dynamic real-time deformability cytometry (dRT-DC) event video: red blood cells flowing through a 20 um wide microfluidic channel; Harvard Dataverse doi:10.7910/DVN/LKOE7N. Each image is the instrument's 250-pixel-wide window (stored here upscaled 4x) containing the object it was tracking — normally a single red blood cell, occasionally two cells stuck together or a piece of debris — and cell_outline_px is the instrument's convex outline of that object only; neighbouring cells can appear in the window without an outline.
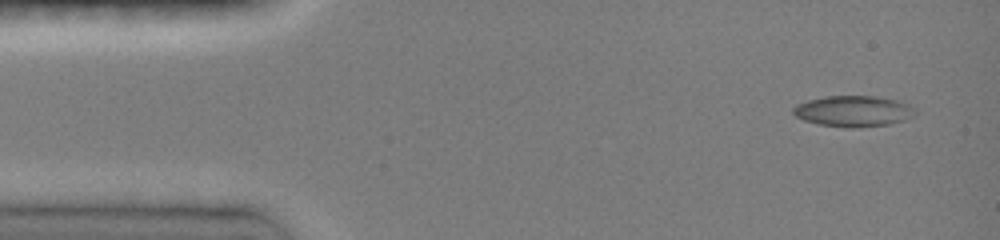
{"species": "common noctule bat (a hibernating species)", "species_latin": "Nyctalus noctula", "temperature_condition": "room temperature", "stored_images_in_passage": 15, "camera_frame_rate_fps": 3000, "um_per_image_px": 0.085, "animal": {"sex": "female", "body_mass_g": 19.0, "forearm_length_mm": 51.5}, "frame": {"image": 1, "passage_image": 1, "time_ms": 0.0, "image_size_px": [1000, 240], "cell_outline_px": [[916, 116], [904, 120], [888, 124], [856, 128], [852, 128], [820, 124], [804, 120], [796, 116], [792, 112], [792, 108], [796, 104], [808, 100], [824, 96], [876, 96], [896, 100], [908, 104], [916, 108]], "centroid_in_image_um": [72.56, 9.44], "position_along_channel_um": 12.4, "area_um2": 22.08}}
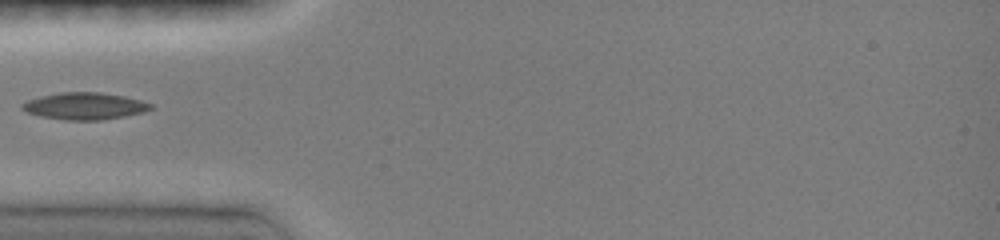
{"frame": {"image": 2, "passage_image": 5, "time_ms": 4.0, "image_size_px": [1000, 240], "cell_outline_px": [[152, 108], [144, 112], [124, 116], [100, 120], [64, 120], [40, 116], [28, 112], [20, 108], [20, 104], [28, 100], [40, 96], [60, 92], [100, 92], [124, 96], [140, 100], [152, 104]], "centroid_in_image_um": [7.17, 9.01], "position_along_channel_um": 77.8, "area_um2": 20.17}}
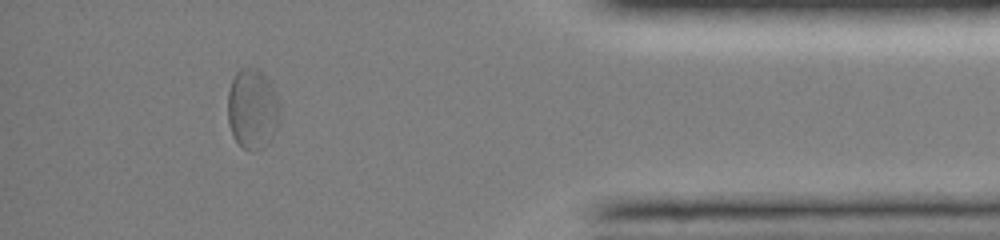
{"frame": {"image": 3, "passage_image": 14, "time_ms": 13.0, "image_size_px": [1000, 240], "cell_outline_px": [[280, 120], [268, 144], [252, 152], [244, 148], [232, 136], [228, 124], [228, 92], [232, 80], [236, 72], [240, 68], [256, 68], [264, 72], [276, 88], [280, 104]], "centroid_in_image_um": [21.49, 9.23], "position_along_channel_um": 413.7, "area_um2": 24.97}, "authors_computed_cell_mechanics": {"area_um2": 19.9988, "velocity_mm_per_s": 4.0517, "shape_relaxation_time_tau1_ms": null, "shape_relaxation_time_tau2_ms": 3.7758, "deformation_change_tau1": null, "deformation_change_tau2": 0.0813}}